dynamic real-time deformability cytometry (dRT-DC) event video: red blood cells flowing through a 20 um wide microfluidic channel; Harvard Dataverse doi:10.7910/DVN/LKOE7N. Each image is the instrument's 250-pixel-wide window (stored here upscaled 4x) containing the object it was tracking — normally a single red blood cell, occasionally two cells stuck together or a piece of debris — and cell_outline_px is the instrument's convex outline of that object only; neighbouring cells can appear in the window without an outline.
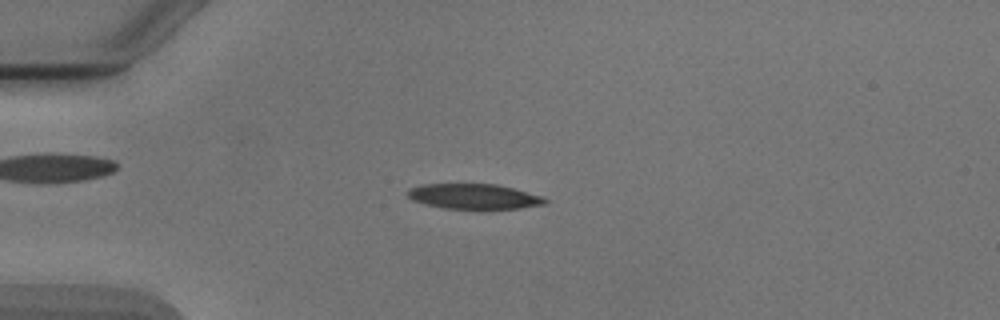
{"species": "Egyptian fruit bat (a non-hibernating species)", "species_latin": "Rousettus aegyptiacus", "temperature_condition": "cold", "stored_images_in_passage": 4, "camera_frame_rate_fps": 3000, "um_per_image_px": 0.085, "animal": {"sex": "male"}, "frame": {"image": 1, "passage_image": 3, "time_ms": 2.333, "image_size_px": [1000, 320], "cell_outline_px": [[548, 204], [520, 208], [444, 208], [424, 204], [412, 200], [404, 192], [408, 188], [420, 184], [496, 184], [544, 196], [548, 200]], "centroid_in_image_um": [40.26, 16.69], "position_along_channel_um": 44.7, "area_um2": 20.23}}